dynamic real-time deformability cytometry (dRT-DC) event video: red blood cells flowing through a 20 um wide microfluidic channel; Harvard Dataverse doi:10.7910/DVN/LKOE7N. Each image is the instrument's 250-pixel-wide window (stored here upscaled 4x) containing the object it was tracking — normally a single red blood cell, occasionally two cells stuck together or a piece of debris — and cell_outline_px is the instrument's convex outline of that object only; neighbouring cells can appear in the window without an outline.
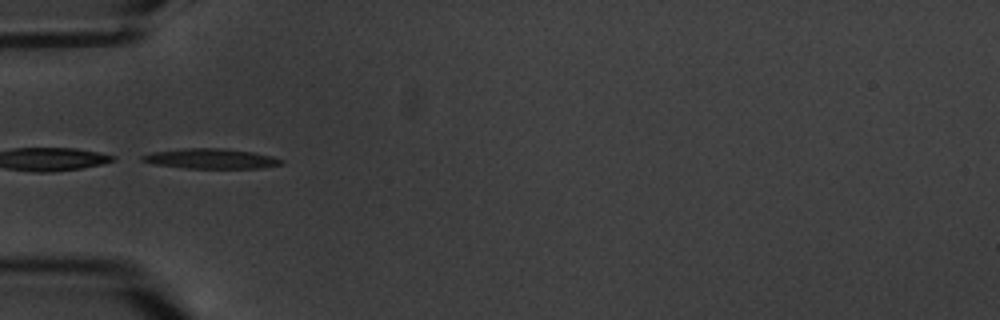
{"species": "common noctule bat (a hibernating species)", "species_latin": "Nyctalus noctula", "temperature_condition": "warm", "stored_images_in_passage": 3, "camera_frame_rate_fps": 3000, "um_per_image_px": 0.085, "animal": {"sex": "male", "body_mass_g": 20.1, "forearm_length_mm": 53.5}, "frame": {"image": 1, "passage_image": 1, "time_ms": 0.0, "image_size_px": [1000, 320], "cell_outline_px": [[284, 164], [264, 168], [184, 168], [156, 164], [140, 160], [140, 156], [152, 152], [184, 148], [224, 148], [252, 152], [272, 156], [284, 160]], "centroid_in_image_um": [17.96, 13.49], "position_along_channel_um": 67.0, "area_um2": 16.3}}